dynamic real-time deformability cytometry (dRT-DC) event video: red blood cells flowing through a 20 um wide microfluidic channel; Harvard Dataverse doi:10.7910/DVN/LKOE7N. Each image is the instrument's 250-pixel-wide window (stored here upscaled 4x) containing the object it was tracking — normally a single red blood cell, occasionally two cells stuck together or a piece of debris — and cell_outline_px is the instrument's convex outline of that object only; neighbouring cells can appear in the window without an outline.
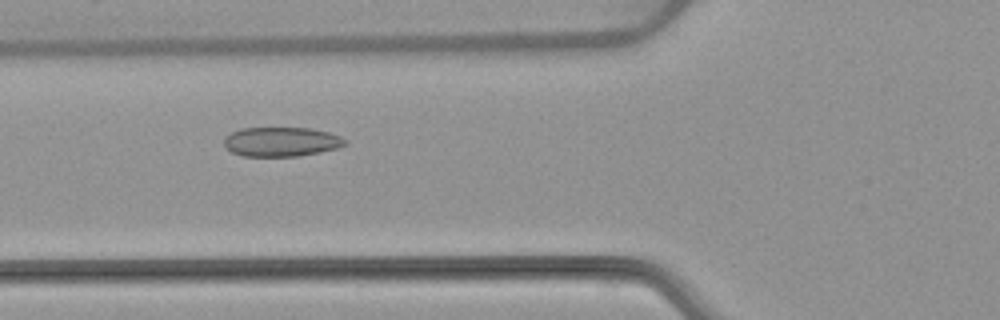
{"species": "common noctule bat (a hibernating species)", "species_latin": "Nyctalus noctula", "temperature_condition": "warm", "stored_images_in_passage": 53, "camera_frame_rate_fps": 3000, "um_per_image_px": 0.085, "animal": {"sex": "female", "body_mass_g": 22.7, "forearm_length_mm": 54.2}, "frame": {"image": 1, "passage_image": 20, "time_ms": 6.333, "image_size_px": [1000, 320], "cell_outline_px": [[348, 144], [336, 148], [320, 152], [300, 156], [244, 156], [232, 152], [224, 144], [224, 140], [232, 132], [240, 128], [312, 128], [328, 132], [340, 136], [348, 140]], "centroid_in_image_um": [23.96, 12.05], "position_along_channel_um": 101.8, "area_um2": 20.69}}
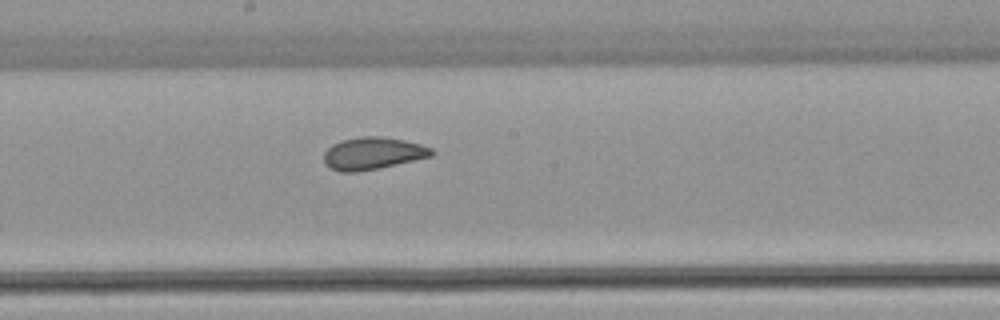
{"frame": {"image": 2, "passage_image": 29, "time_ms": 9.333, "image_size_px": [1000, 320], "cell_outline_px": [[436, 152], [432, 156], [380, 168], [356, 172], [340, 172], [328, 168], [324, 164], [324, 152], [332, 144], [344, 140], [360, 136], [380, 136], [404, 140], [420, 144], [432, 148]], "centroid_in_image_um": [31.68, 13.04], "position_along_channel_um": 216.5, "area_um2": 20.4}}
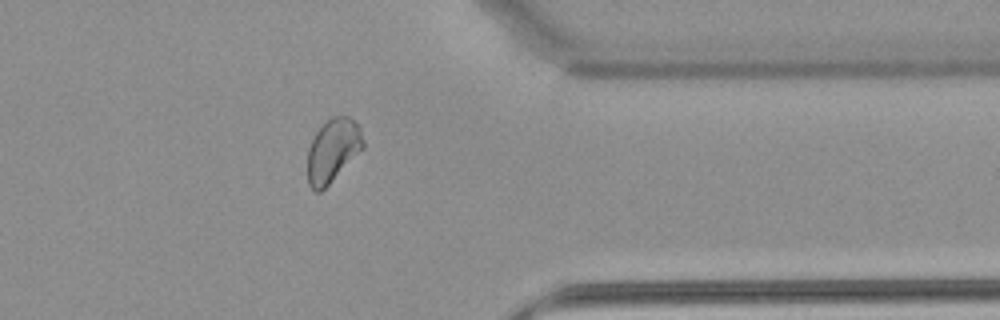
{"frame": {"image": 3, "passage_image": 43, "time_ms": 14.0, "image_size_px": [1000, 320], "cell_outline_px": [[364, 148], [320, 192], [316, 192], [308, 184], [308, 148], [316, 132], [332, 116], [348, 116], [360, 128], [364, 144]], "centroid_in_image_um": [28.28, 12.79], "position_along_channel_um": 383.1, "area_um2": 20.11}, "authors_computed_cell_mechanics": {"area_um2": 21.386, "velocity_mm_per_s": 3.8178, "shape_relaxation_time_tau1_ms": 9.0816, "shape_relaxation_time_tau2_ms": 1.3377, "deformation_change_tau1": 0.1517, "deformation_change_tau2": 0.0592}}